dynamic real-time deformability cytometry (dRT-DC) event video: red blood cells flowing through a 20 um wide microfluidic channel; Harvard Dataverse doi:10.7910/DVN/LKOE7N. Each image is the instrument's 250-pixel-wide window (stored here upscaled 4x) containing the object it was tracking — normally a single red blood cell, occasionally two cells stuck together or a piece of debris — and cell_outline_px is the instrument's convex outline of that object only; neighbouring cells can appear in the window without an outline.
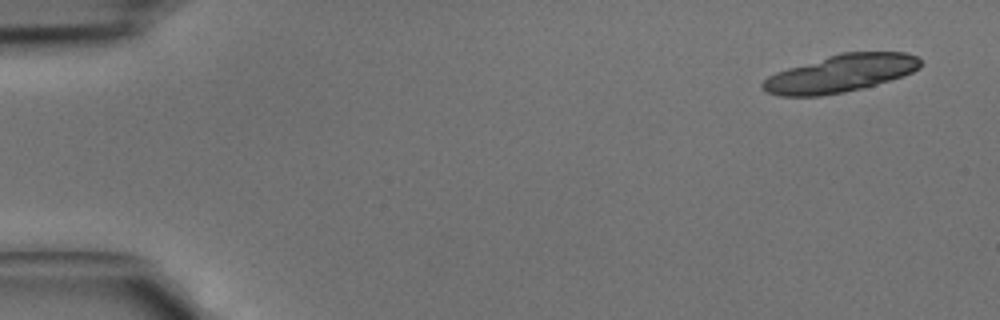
{"species": "common noctule bat (a hibernating species)", "species_latin": "Nyctalus noctula", "temperature_condition": "cold", "stored_images_in_passage": 5, "camera_frame_rate_fps": 3000, "um_per_image_px": 0.085, "animal": {"sex": "male", "body_mass_g": 15.6}, "frame": {"image": 1, "passage_image": 1, "time_ms": 0.0, "image_size_px": [1000, 320], "cell_outline_px": [[920, 68], [904, 76], [864, 88], [844, 92], [820, 96], [780, 96], [768, 92], [760, 88], [760, 84], [768, 76], [776, 72], [788, 68], [840, 52], [904, 52], [916, 56], [920, 60]], "centroid_in_image_um": [71.44, 6.25], "position_along_channel_um": 13.6, "area_um2": 34.51}}